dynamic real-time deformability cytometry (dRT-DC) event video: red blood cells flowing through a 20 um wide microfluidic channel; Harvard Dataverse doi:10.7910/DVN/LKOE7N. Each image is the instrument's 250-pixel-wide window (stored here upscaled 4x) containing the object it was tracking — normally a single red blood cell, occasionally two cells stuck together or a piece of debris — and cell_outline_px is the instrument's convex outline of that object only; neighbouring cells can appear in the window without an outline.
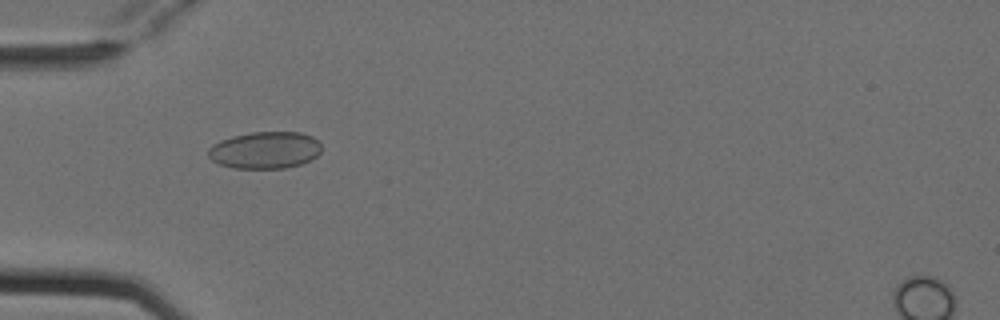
{"species": "Egyptian fruit bat (a non-hibernating species)", "species_latin": "Rousettus aegyptiacus", "temperature_condition": "cold", "stored_images_in_passage": 5, "camera_frame_rate_fps": 3000, "um_per_image_px": 0.085, "animal": {"sex": "female"}, "frame": {"image": 1, "passage_image": 5, "time_ms": 1.333, "image_size_px": [1000, 320], "cell_outline_px": [[320, 152], [316, 156], [300, 164], [284, 168], [232, 168], [220, 164], [212, 160], [208, 156], [208, 148], [212, 144], [220, 140], [232, 136], [252, 132], [300, 132], [312, 136], [320, 144]], "centroid_in_image_um": [22.49, 12.75], "position_along_channel_um": 62.5, "area_um2": 24.33}}